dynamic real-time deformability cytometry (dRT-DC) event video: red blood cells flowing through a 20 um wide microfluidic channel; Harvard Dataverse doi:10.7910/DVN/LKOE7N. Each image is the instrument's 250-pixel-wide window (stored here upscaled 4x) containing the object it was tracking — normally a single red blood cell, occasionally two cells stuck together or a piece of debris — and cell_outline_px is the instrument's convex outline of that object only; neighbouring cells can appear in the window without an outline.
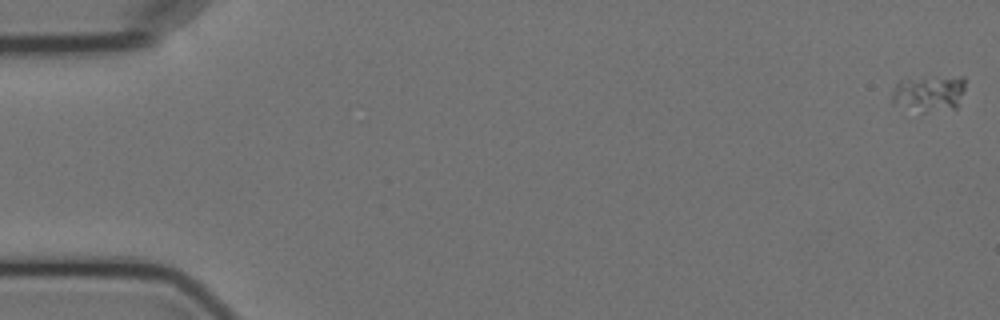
{"species": "Egyptian fruit bat (a non-hibernating species)", "species_latin": "Rousettus aegyptiacus", "temperature_condition": "cold", "stored_images_in_passage": 5, "camera_frame_rate_fps": 3000, "um_per_image_px": 0.085, "animal": {"sex": "female"}, "frame": {"image": 1, "passage_image": 1, "time_ms": 0.0, "image_size_px": [1000, 320], "cell_outline_px": [[964, 92], [956, 108], [952, 108], [892, 104], [892, 88], [900, 80], [960, 76], [964, 76]], "centroid_in_image_um": [79.0, 7.82], "position_along_channel_um": 6.0, "area_um2": 13.99}}